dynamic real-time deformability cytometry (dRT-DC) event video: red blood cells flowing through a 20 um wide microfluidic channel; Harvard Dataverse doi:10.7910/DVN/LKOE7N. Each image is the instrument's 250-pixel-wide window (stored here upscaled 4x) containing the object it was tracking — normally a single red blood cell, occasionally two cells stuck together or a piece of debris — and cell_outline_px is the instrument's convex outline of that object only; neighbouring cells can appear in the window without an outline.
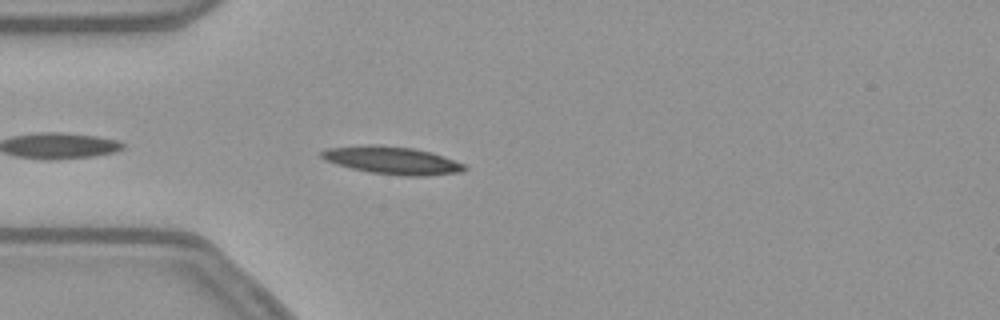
{"species": "common noctule bat (a hibernating species)", "species_latin": "Nyctalus noctula", "temperature_condition": "warm", "stored_images_in_passage": 32, "camera_frame_rate_fps": 3000, "um_per_image_px": 0.085, "animal": {"sex": "female", "body_mass_g": 21.9}, "frame": {"image": 1, "passage_image": 3, "time_ms": 0.667, "image_size_px": [1000, 320], "cell_outline_px": [[468, 168], [460, 172], [428, 176], [400, 176], [368, 172], [336, 164], [324, 160], [320, 156], [320, 152], [324, 148], [368, 144], [380, 144], [412, 148], [432, 152], [444, 156], [464, 164]], "centroid_in_image_um": [33.31, 13.62], "position_along_channel_um": 51.7, "area_um2": 23.41}}
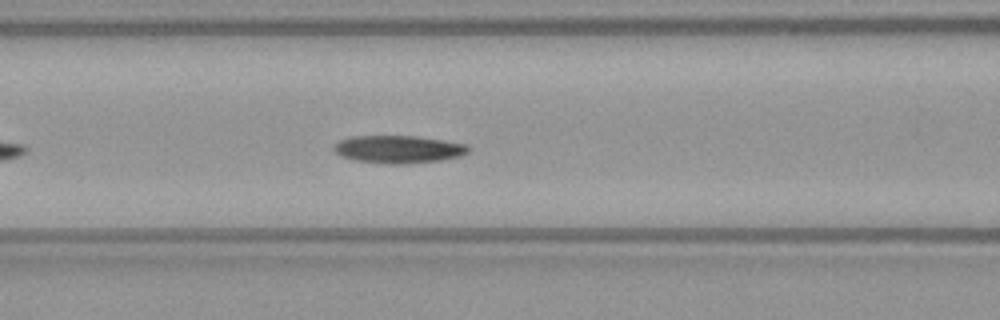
{"frame": {"image": 2, "passage_image": 10, "time_ms": 3.0, "image_size_px": [1000, 320], "cell_outline_px": [[468, 152], [460, 156], [440, 160], [408, 164], [388, 164], [356, 160], [340, 156], [332, 148], [340, 140], [348, 136], [416, 136], [444, 140], [468, 144]], "centroid_in_image_um": [33.86, 12.68], "position_along_channel_um": 132.7, "area_um2": 21.73}}
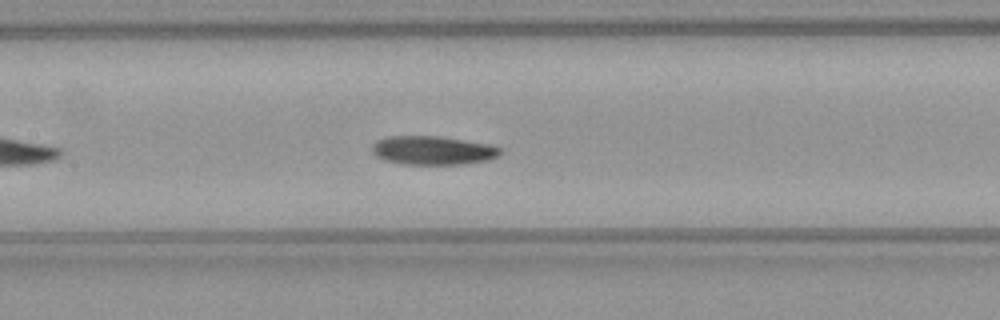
{"frame": {"image": 3, "passage_image": 13, "time_ms": 4.0, "image_size_px": [1000, 320], "cell_outline_px": [[504, 152], [500, 156], [488, 160], [464, 164], [400, 164], [384, 160], [376, 156], [372, 152], [372, 144], [376, 140], [388, 136], [440, 136], [488, 144], [504, 148]], "centroid_in_image_um": [36.82, 12.78], "position_along_channel_um": 170.6, "area_um2": 21.79}, "authors_computed_cell_mechanics": {"area_um2": 21.7328, "velocity_mm_per_s": 3.7734, "shape_relaxation_time_tau1_ms": 3.9961, "shape_relaxation_time_tau2_ms": 4.2561, "deformation_change_tau1": 0.1562, "deformation_change_tau2": 0.0995}}